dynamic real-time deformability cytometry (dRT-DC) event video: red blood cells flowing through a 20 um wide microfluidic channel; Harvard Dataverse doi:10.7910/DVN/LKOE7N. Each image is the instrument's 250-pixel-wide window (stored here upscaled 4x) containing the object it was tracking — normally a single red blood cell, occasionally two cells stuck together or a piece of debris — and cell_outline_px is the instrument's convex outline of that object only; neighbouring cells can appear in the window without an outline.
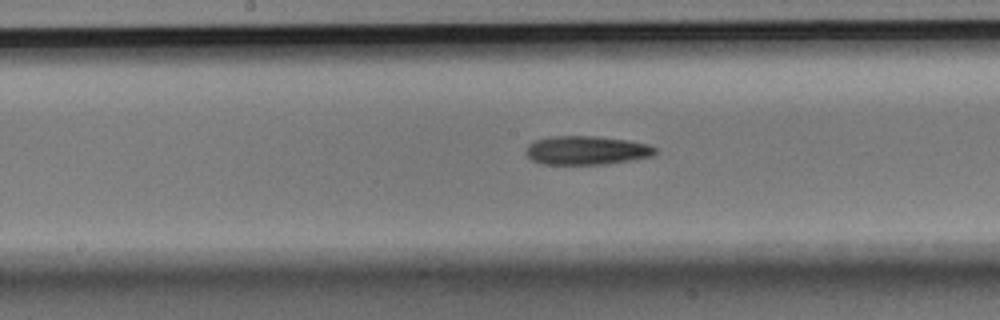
{"species": "Egyptian fruit bat (a non-hibernating species)", "species_latin": "Rousettus aegyptiacus", "temperature_condition": "room temperature", "stored_images_in_passage": 9, "camera_frame_rate_fps": 3000, "um_per_image_px": 0.085, "animal": {"sex": "male"}, "frame": {"image": 1, "passage_image": 9, "time_ms": 2.667, "image_size_px": [1000, 320], "cell_outline_px": [[656, 152], [652, 156], [604, 164], [544, 164], [532, 160], [528, 156], [528, 144], [536, 140], [548, 136], [592, 136], [628, 140], [648, 144], [656, 148]], "centroid_in_image_um": [49.86, 12.77], "position_along_channel_um": 198.3, "area_um2": 21.39}}